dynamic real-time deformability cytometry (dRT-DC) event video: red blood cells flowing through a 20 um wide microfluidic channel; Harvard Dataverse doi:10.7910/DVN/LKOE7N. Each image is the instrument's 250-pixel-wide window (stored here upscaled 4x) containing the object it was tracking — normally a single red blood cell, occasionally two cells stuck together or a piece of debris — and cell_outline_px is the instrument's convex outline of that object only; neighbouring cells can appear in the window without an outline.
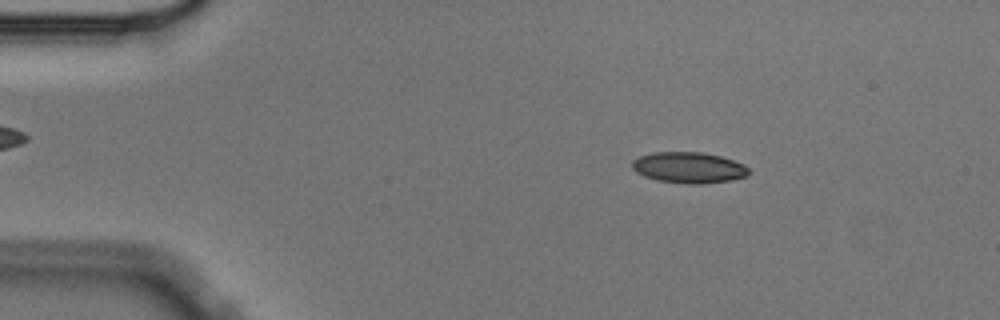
{"species": "Egyptian fruit bat (a non-hibernating species)", "species_latin": "Rousettus aegyptiacus", "temperature_condition": "cold", "stored_images_in_passage": 55, "camera_frame_rate_fps": 3000, "um_per_image_px": 0.085, "animal": {"sex": "male"}, "frame": {"image": 1, "passage_image": 8, "time_ms": 2.333, "image_size_px": [1000, 320], "cell_outline_px": [[752, 172], [748, 176], [732, 180], [700, 184], [688, 184], [656, 180], [644, 176], [636, 172], [632, 168], [632, 160], [640, 156], [652, 152], [704, 152], [720, 156], [744, 164]], "centroid_in_image_um": [58.56, 14.25], "position_along_channel_um": 26.4, "area_um2": 21.27}}
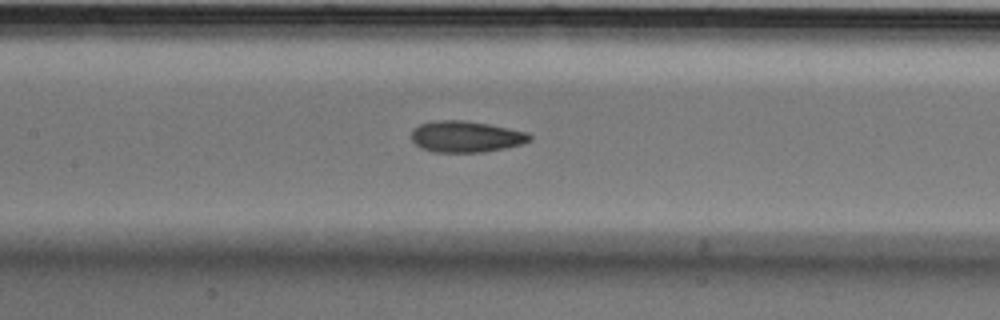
{"frame": {"image": 2, "passage_image": 25, "time_ms": 8.0, "image_size_px": [1000, 320], "cell_outline_px": [[532, 140], [520, 144], [504, 148], [484, 152], [432, 152], [420, 148], [412, 140], [412, 128], [420, 124], [436, 120], [464, 120], [488, 124], [528, 132], [532, 136]], "centroid_in_image_um": [39.59, 11.61], "position_along_channel_um": 167.8, "area_um2": 21.62}}
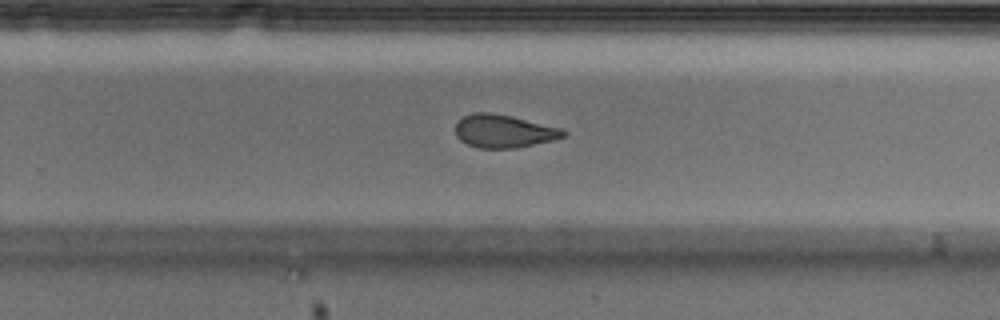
{"frame": {"image": 3, "passage_image": 35, "time_ms": 11.333, "image_size_px": [1000, 320], "cell_outline_px": [[568, 132], [564, 136], [552, 140], [516, 148], [480, 148], [468, 144], [460, 140], [456, 136], [456, 124], [464, 116], [472, 112], [488, 112], [512, 116], [564, 128]], "centroid_in_image_um": [42.85, 11.14], "position_along_channel_um": 287.0, "area_um2": 20.81}, "authors_computed_cell_mechanics": {"area_um2": 21.5594, "velocity_mm_per_s": 3.5903, "shape_relaxation_time_tau1_ms": 8.4648, "shape_relaxation_time_tau2_ms": 2.4394, "deformation_change_tau1": 0.1682, "deformation_change_tau2": 0.0893}}